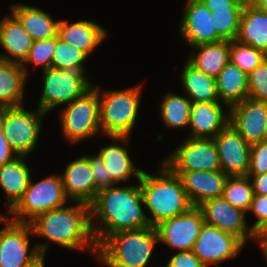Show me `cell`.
<instances>
[{
  "label": "cell",
  "mask_w": 267,
  "mask_h": 267,
  "mask_svg": "<svg viewBox=\"0 0 267 267\" xmlns=\"http://www.w3.org/2000/svg\"><path fill=\"white\" fill-rule=\"evenodd\" d=\"M142 206L139 182L99 190L90 204L91 226L97 245L116 232L151 227Z\"/></svg>",
  "instance_id": "6da1fadb"
},
{
  "label": "cell",
  "mask_w": 267,
  "mask_h": 267,
  "mask_svg": "<svg viewBox=\"0 0 267 267\" xmlns=\"http://www.w3.org/2000/svg\"><path fill=\"white\" fill-rule=\"evenodd\" d=\"M29 224L34 236L47 240L44 243H35L39 253L43 255H46L52 242L69 250H86L97 257L98 245L92 231L88 204L72 202V205L40 214Z\"/></svg>",
  "instance_id": "7a4b0ae2"
},
{
  "label": "cell",
  "mask_w": 267,
  "mask_h": 267,
  "mask_svg": "<svg viewBox=\"0 0 267 267\" xmlns=\"http://www.w3.org/2000/svg\"><path fill=\"white\" fill-rule=\"evenodd\" d=\"M158 171L151 175L143 171L139 182L144 207L151 214V226L161 221L188 212L194 207L183 188L180 177L163 162Z\"/></svg>",
  "instance_id": "3957f363"
},
{
  "label": "cell",
  "mask_w": 267,
  "mask_h": 267,
  "mask_svg": "<svg viewBox=\"0 0 267 267\" xmlns=\"http://www.w3.org/2000/svg\"><path fill=\"white\" fill-rule=\"evenodd\" d=\"M159 242L155 227L119 231L99 245L97 257L107 267H147Z\"/></svg>",
  "instance_id": "277c9868"
},
{
  "label": "cell",
  "mask_w": 267,
  "mask_h": 267,
  "mask_svg": "<svg viewBox=\"0 0 267 267\" xmlns=\"http://www.w3.org/2000/svg\"><path fill=\"white\" fill-rule=\"evenodd\" d=\"M142 84L125 89L101 90L93 85L100 100V129L103 136H131L141 102Z\"/></svg>",
  "instance_id": "5b68a950"
},
{
  "label": "cell",
  "mask_w": 267,
  "mask_h": 267,
  "mask_svg": "<svg viewBox=\"0 0 267 267\" xmlns=\"http://www.w3.org/2000/svg\"><path fill=\"white\" fill-rule=\"evenodd\" d=\"M85 71V67H68L64 70L50 67L43 70V88L37 108L50 113L84 96L94 85Z\"/></svg>",
  "instance_id": "8992f818"
},
{
  "label": "cell",
  "mask_w": 267,
  "mask_h": 267,
  "mask_svg": "<svg viewBox=\"0 0 267 267\" xmlns=\"http://www.w3.org/2000/svg\"><path fill=\"white\" fill-rule=\"evenodd\" d=\"M68 202L60 175L51 174L35 183L31 178L23 197L10 210V220L30 223L40 214L61 208Z\"/></svg>",
  "instance_id": "52a82bcc"
},
{
  "label": "cell",
  "mask_w": 267,
  "mask_h": 267,
  "mask_svg": "<svg viewBox=\"0 0 267 267\" xmlns=\"http://www.w3.org/2000/svg\"><path fill=\"white\" fill-rule=\"evenodd\" d=\"M60 111V125L64 138L70 144L93 138L101 134L100 100L98 92L92 88L81 98L65 104Z\"/></svg>",
  "instance_id": "ba28073f"
},
{
  "label": "cell",
  "mask_w": 267,
  "mask_h": 267,
  "mask_svg": "<svg viewBox=\"0 0 267 267\" xmlns=\"http://www.w3.org/2000/svg\"><path fill=\"white\" fill-rule=\"evenodd\" d=\"M45 115L47 113L39 108L28 111L24 105L8 107L3 119L2 131L18 156H30L36 150Z\"/></svg>",
  "instance_id": "9c48e42d"
},
{
  "label": "cell",
  "mask_w": 267,
  "mask_h": 267,
  "mask_svg": "<svg viewBox=\"0 0 267 267\" xmlns=\"http://www.w3.org/2000/svg\"><path fill=\"white\" fill-rule=\"evenodd\" d=\"M172 172H211L221 170L214 138H189L162 160Z\"/></svg>",
  "instance_id": "30bf717a"
},
{
  "label": "cell",
  "mask_w": 267,
  "mask_h": 267,
  "mask_svg": "<svg viewBox=\"0 0 267 267\" xmlns=\"http://www.w3.org/2000/svg\"><path fill=\"white\" fill-rule=\"evenodd\" d=\"M244 246L235 235L204 223L192 251L205 267L219 266L222 262L237 257Z\"/></svg>",
  "instance_id": "8fae6325"
},
{
  "label": "cell",
  "mask_w": 267,
  "mask_h": 267,
  "mask_svg": "<svg viewBox=\"0 0 267 267\" xmlns=\"http://www.w3.org/2000/svg\"><path fill=\"white\" fill-rule=\"evenodd\" d=\"M204 223L201 209L194 206L186 213L161 221L155 228L159 242L181 252L193 249Z\"/></svg>",
  "instance_id": "7c38bea8"
},
{
  "label": "cell",
  "mask_w": 267,
  "mask_h": 267,
  "mask_svg": "<svg viewBox=\"0 0 267 267\" xmlns=\"http://www.w3.org/2000/svg\"><path fill=\"white\" fill-rule=\"evenodd\" d=\"M32 235L29 223L9 220L0 229V267H22L33 261L40 253L35 244L29 246Z\"/></svg>",
  "instance_id": "4fadbf2b"
},
{
  "label": "cell",
  "mask_w": 267,
  "mask_h": 267,
  "mask_svg": "<svg viewBox=\"0 0 267 267\" xmlns=\"http://www.w3.org/2000/svg\"><path fill=\"white\" fill-rule=\"evenodd\" d=\"M184 9L179 31L190 49L223 40L214 28V15L201 0H187Z\"/></svg>",
  "instance_id": "5bb4252c"
},
{
  "label": "cell",
  "mask_w": 267,
  "mask_h": 267,
  "mask_svg": "<svg viewBox=\"0 0 267 267\" xmlns=\"http://www.w3.org/2000/svg\"><path fill=\"white\" fill-rule=\"evenodd\" d=\"M198 207L206 224L235 235L245 245L248 239L254 238V233L246 220L247 213L232 206L223 197L206 200Z\"/></svg>",
  "instance_id": "9a60e30c"
},
{
  "label": "cell",
  "mask_w": 267,
  "mask_h": 267,
  "mask_svg": "<svg viewBox=\"0 0 267 267\" xmlns=\"http://www.w3.org/2000/svg\"><path fill=\"white\" fill-rule=\"evenodd\" d=\"M221 171L228 176H247L251 145L228 123L215 137Z\"/></svg>",
  "instance_id": "2e32d148"
},
{
  "label": "cell",
  "mask_w": 267,
  "mask_h": 267,
  "mask_svg": "<svg viewBox=\"0 0 267 267\" xmlns=\"http://www.w3.org/2000/svg\"><path fill=\"white\" fill-rule=\"evenodd\" d=\"M229 111V123L249 145L264 140V125L267 119V103L246 98Z\"/></svg>",
  "instance_id": "e0dca14e"
},
{
  "label": "cell",
  "mask_w": 267,
  "mask_h": 267,
  "mask_svg": "<svg viewBox=\"0 0 267 267\" xmlns=\"http://www.w3.org/2000/svg\"><path fill=\"white\" fill-rule=\"evenodd\" d=\"M60 174L64 192L70 202L90 205L97 193L91 164L85 155L70 161Z\"/></svg>",
  "instance_id": "ac0fdd59"
},
{
  "label": "cell",
  "mask_w": 267,
  "mask_h": 267,
  "mask_svg": "<svg viewBox=\"0 0 267 267\" xmlns=\"http://www.w3.org/2000/svg\"><path fill=\"white\" fill-rule=\"evenodd\" d=\"M229 109L221 102H194L191 105L189 138H214L228 123Z\"/></svg>",
  "instance_id": "d6986e66"
},
{
  "label": "cell",
  "mask_w": 267,
  "mask_h": 267,
  "mask_svg": "<svg viewBox=\"0 0 267 267\" xmlns=\"http://www.w3.org/2000/svg\"><path fill=\"white\" fill-rule=\"evenodd\" d=\"M173 173L180 177L183 188L192 205L197 207L206 200L222 197L223 189L228 178V175L221 170Z\"/></svg>",
  "instance_id": "ffe728a7"
},
{
  "label": "cell",
  "mask_w": 267,
  "mask_h": 267,
  "mask_svg": "<svg viewBox=\"0 0 267 267\" xmlns=\"http://www.w3.org/2000/svg\"><path fill=\"white\" fill-rule=\"evenodd\" d=\"M107 138L112 139L111 144L100 147L98 153L103 158L105 169L112 179L117 184H121L133 176L138 182L144 170L136 167L129 155L128 148L123 145L129 141V137L107 136ZM121 143L123 144L121 145Z\"/></svg>",
  "instance_id": "44dd1931"
},
{
  "label": "cell",
  "mask_w": 267,
  "mask_h": 267,
  "mask_svg": "<svg viewBox=\"0 0 267 267\" xmlns=\"http://www.w3.org/2000/svg\"><path fill=\"white\" fill-rule=\"evenodd\" d=\"M33 42L32 37L11 12L1 18L0 47L6 52L0 54L1 61L22 65L28 57Z\"/></svg>",
  "instance_id": "7402d4cb"
},
{
  "label": "cell",
  "mask_w": 267,
  "mask_h": 267,
  "mask_svg": "<svg viewBox=\"0 0 267 267\" xmlns=\"http://www.w3.org/2000/svg\"><path fill=\"white\" fill-rule=\"evenodd\" d=\"M108 35V30L102 25L90 20H78L68 23L66 20H59V39L83 51L88 57L99 46Z\"/></svg>",
  "instance_id": "603a6c76"
},
{
  "label": "cell",
  "mask_w": 267,
  "mask_h": 267,
  "mask_svg": "<svg viewBox=\"0 0 267 267\" xmlns=\"http://www.w3.org/2000/svg\"><path fill=\"white\" fill-rule=\"evenodd\" d=\"M25 160L26 156H17L0 166V187L5 193L8 213L23 197L32 178L31 169Z\"/></svg>",
  "instance_id": "cb8c5ba5"
},
{
  "label": "cell",
  "mask_w": 267,
  "mask_h": 267,
  "mask_svg": "<svg viewBox=\"0 0 267 267\" xmlns=\"http://www.w3.org/2000/svg\"><path fill=\"white\" fill-rule=\"evenodd\" d=\"M10 12L19 20L23 29L33 41L47 40L57 37L59 21L42 8L27 4H12Z\"/></svg>",
  "instance_id": "d4e9b609"
},
{
  "label": "cell",
  "mask_w": 267,
  "mask_h": 267,
  "mask_svg": "<svg viewBox=\"0 0 267 267\" xmlns=\"http://www.w3.org/2000/svg\"><path fill=\"white\" fill-rule=\"evenodd\" d=\"M235 40L267 55V11L245 3Z\"/></svg>",
  "instance_id": "484cf974"
},
{
  "label": "cell",
  "mask_w": 267,
  "mask_h": 267,
  "mask_svg": "<svg viewBox=\"0 0 267 267\" xmlns=\"http://www.w3.org/2000/svg\"><path fill=\"white\" fill-rule=\"evenodd\" d=\"M214 15V28L223 39H236L245 0H201Z\"/></svg>",
  "instance_id": "4316f807"
},
{
  "label": "cell",
  "mask_w": 267,
  "mask_h": 267,
  "mask_svg": "<svg viewBox=\"0 0 267 267\" xmlns=\"http://www.w3.org/2000/svg\"><path fill=\"white\" fill-rule=\"evenodd\" d=\"M188 61L207 76L217 78L230 61V41L201 44L191 47Z\"/></svg>",
  "instance_id": "83f0119b"
},
{
  "label": "cell",
  "mask_w": 267,
  "mask_h": 267,
  "mask_svg": "<svg viewBox=\"0 0 267 267\" xmlns=\"http://www.w3.org/2000/svg\"><path fill=\"white\" fill-rule=\"evenodd\" d=\"M219 101L228 108L248 98V74L229 61L216 78Z\"/></svg>",
  "instance_id": "f1b7e54d"
},
{
  "label": "cell",
  "mask_w": 267,
  "mask_h": 267,
  "mask_svg": "<svg viewBox=\"0 0 267 267\" xmlns=\"http://www.w3.org/2000/svg\"><path fill=\"white\" fill-rule=\"evenodd\" d=\"M180 72L181 85L185 95L194 102H220L216 79L192 65L188 60Z\"/></svg>",
  "instance_id": "f546056e"
},
{
  "label": "cell",
  "mask_w": 267,
  "mask_h": 267,
  "mask_svg": "<svg viewBox=\"0 0 267 267\" xmlns=\"http://www.w3.org/2000/svg\"><path fill=\"white\" fill-rule=\"evenodd\" d=\"M27 76L20 64L0 60V106H22Z\"/></svg>",
  "instance_id": "4dcf8cb0"
},
{
  "label": "cell",
  "mask_w": 267,
  "mask_h": 267,
  "mask_svg": "<svg viewBox=\"0 0 267 267\" xmlns=\"http://www.w3.org/2000/svg\"><path fill=\"white\" fill-rule=\"evenodd\" d=\"M191 105V100L187 96L170 91L166 93L159 105L163 125L169 129L188 127Z\"/></svg>",
  "instance_id": "1f68e13d"
},
{
  "label": "cell",
  "mask_w": 267,
  "mask_h": 267,
  "mask_svg": "<svg viewBox=\"0 0 267 267\" xmlns=\"http://www.w3.org/2000/svg\"><path fill=\"white\" fill-rule=\"evenodd\" d=\"M254 191L248 176H228L222 197L232 206L248 214Z\"/></svg>",
  "instance_id": "d6a6232c"
},
{
  "label": "cell",
  "mask_w": 267,
  "mask_h": 267,
  "mask_svg": "<svg viewBox=\"0 0 267 267\" xmlns=\"http://www.w3.org/2000/svg\"><path fill=\"white\" fill-rule=\"evenodd\" d=\"M265 59L266 55L262 51L237 40L230 41V61L246 74L252 72Z\"/></svg>",
  "instance_id": "836d02e7"
},
{
  "label": "cell",
  "mask_w": 267,
  "mask_h": 267,
  "mask_svg": "<svg viewBox=\"0 0 267 267\" xmlns=\"http://www.w3.org/2000/svg\"><path fill=\"white\" fill-rule=\"evenodd\" d=\"M88 56L81 50L56 37V47L52 57V67L66 69L68 67H84Z\"/></svg>",
  "instance_id": "e575fe53"
},
{
  "label": "cell",
  "mask_w": 267,
  "mask_h": 267,
  "mask_svg": "<svg viewBox=\"0 0 267 267\" xmlns=\"http://www.w3.org/2000/svg\"><path fill=\"white\" fill-rule=\"evenodd\" d=\"M55 47L56 37L47 40L34 41L32 47L30 48L28 57L21 65L26 74L28 73L27 69L30 64L36 67L40 66L42 71L52 67V57Z\"/></svg>",
  "instance_id": "d590c367"
},
{
  "label": "cell",
  "mask_w": 267,
  "mask_h": 267,
  "mask_svg": "<svg viewBox=\"0 0 267 267\" xmlns=\"http://www.w3.org/2000/svg\"><path fill=\"white\" fill-rule=\"evenodd\" d=\"M248 98L267 103V59L248 74Z\"/></svg>",
  "instance_id": "8d00e7d4"
},
{
  "label": "cell",
  "mask_w": 267,
  "mask_h": 267,
  "mask_svg": "<svg viewBox=\"0 0 267 267\" xmlns=\"http://www.w3.org/2000/svg\"><path fill=\"white\" fill-rule=\"evenodd\" d=\"M267 173V140L252 144L247 176Z\"/></svg>",
  "instance_id": "74e56055"
},
{
  "label": "cell",
  "mask_w": 267,
  "mask_h": 267,
  "mask_svg": "<svg viewBox=\"0 0 267 267\" xmlns=\"http://www.w3.org/2000/svg\"><path fill=\"white\" fill-rule=\"evenodd\" d=\"M89 160L95 179V186L98 190H102L111 186L117 185V183L112 179L111 175L105 169L103 158L96 153V155H85Z\"/></svg>",
  "instance_id": "f35d334b"
},
{
  "label": "cell",
  "mask_w": 267,
  "mask_h": 267,
  "mask_svg": "<svg viewBox=\"0 0 267 267\" xmlns=\"http://www.w3.org/2000/svg\"><path fill=\"white\" fill-rule=\"evenodd\" d=\"M253 213L257 218L250 226L253 233L267 221V195L254 194L248 213Z\"/></svg>",
  "instance_id": "ab89813d"
},
{
  "label": "cell",
  "mask_w": 267,
  "mask_h": 267,
  "mask_svg": "<svg viewBox=\"0 0 267 267\" xmlns=\"http://www.w3.org/2000/svg\"><path fill=\"white\" fill-rule=\"evenodd\" d=\"M165 267H205L201 260L190 251H181L175 253L168 262Z\"/></svg>",
  "instance_id": "60d3db41"
},
{
  "label": "cell",
  "mask_w": 267,
  "mask_h": 267,
  "mask_svg": "<svg viewBox=\"0 0 267 267\" xmlns=\"http://www.w3.org/2000/svg\"><path fill=\"white\" fill-rule=\"evenodd\" d=\"M18 155L12 150L2 129H0V166L12 161Z\"/></svg>",
  "instance_id": "b9f144b4"
},
{
  "label": "cell",
  "mask_w": 267,
  "mask_h": 267,
  "mask_svg": "<svg viewBox=\"0 0 267 267\" xmlns=\"http://www.w3.org/2000/svg\"><path fill=\"white\" fill-rule=\"evenodd\" d=\"M248 177L251 180L254 194L267 195V173Z\"/></svg>",
  "instance_id": "7bdbcfd3"
},
{
  "label": "cell",
  "mask_w": 267,
  "mask_h": 267,
  "mask_svg": "<svg viewBox=\"0 0 267 267\" xmlns=\"http://www.w3.org/2000/svg\"><path fill=\"white\" fill-rule=\"evenodd\" d=\"M261 246L263 243L267 242V221H265L255 232L253 241Z\"/></svg>",
  "instance_id": "ee69618b"
},
{
  "label": "cell",
  "mask_w": 267,
  "mask_h": 267,
  "mask_svg": "<svg viewBox=\"0 0 267 267\" xmlns=\"http://www.w3.org/2000/svg\"><path fill=\"white\" fill-rule=\"evenodd\" d=\"M45 257L46 255L40 253L33 261L22 267H44Z\"/></svg>",
  "instance_id": "f6af8a7d"
},
{
  "label": "cell",
  "mask_w": 267,
  "mask_h": 267,
  "mask_svg": "<svg viewBox=\"0 0 267 267\" xmlns=\"http://www.w3.org/2000/svg\"><path fill=\"white\" fill-rule=\"evenodd\" d=\"M246 3H250L253 6L267 11V0H245Z\"/></svg>",
  "instance_id": "bcb514c9"
},
{
  "label": "cell",
  "mask_w": 267,
  "mask_h": 267,
  "mask_svg": "<svg viewBox=\"0 0 267 267\" xmlns=\"http://www.w3.org/2000/svg\"><path fill=\"white\" fill-rule=\"evenodd\" d=\"M8 106H0V129L3 127V119L6 114Z\"/></svg>",
  "instance_id": "7dc6e473"
},
{
  "label": "cell",
  "mask_w": 267,
  "mask_h": 267,
  "mask_svg": "<svg viewBox=\"0 0 267 267\" xmlns=\"http://www.w3.org/2000/svg\"><path fill=\"white\" fill-rule=\"evenodd\" d=\"M260 247L264 258L266 259L265 261H267V242L263 243Z\"/></svg>",
  "instance_id": "c3c4849f"
},
{
  "label": "cell",
  "mask_w": 267,
  "mask_h": 267,
  "mask_svg": "<svg viewBox=\"0 0 267 267\" xmlns=\"http://www.w3.org/2000/svg\"><path fill=\"white\" fill-rule=\"evenodd\" d=\"M9 220H10V218L8 217V215L6 216L5 214L3 215L2 213H0V222L1 223L6 224Z\"/></svg>",
  "instance_id": "681fc988"
},
{
  "label": "cell",
  "mask_w": 267,
  "mask_h": 267,
  "mask_svg": "<svg viewBox=\"0 0 267 267\" xmlns=\"http://www.w3.org/2000/svg\"><path fill=\"white\" fill-rule=\"evenodd\" d=\"M264 140H267V119L264 125Z\"/></svg>",
  "instance_id": "f907efd6"
}]
</instances>
